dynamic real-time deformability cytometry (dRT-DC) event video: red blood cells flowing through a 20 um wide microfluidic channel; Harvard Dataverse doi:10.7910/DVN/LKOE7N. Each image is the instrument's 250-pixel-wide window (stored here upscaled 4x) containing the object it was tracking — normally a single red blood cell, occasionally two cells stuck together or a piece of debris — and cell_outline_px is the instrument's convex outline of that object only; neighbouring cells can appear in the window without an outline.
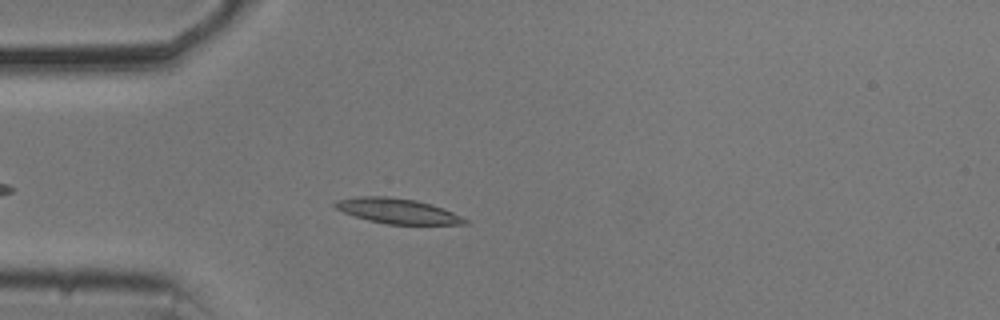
{"species": "common noctule bat (a hibernating species)", "species_latin": "Nyctalus noctula", "temperature_condition": "cold", "stored_images_in_passage": 47, "camera_frame_rate_fps": 3000, "um_per_image_px": 0.085, "animal": {"sex": "male", "body_mass_g": 20.5, "forearm_length_mm": 52.5}, "frame": {"image": 1, "passage_image": 7, "time_ms": 2.0, "image_size_px": [1000, 320], "cell_outline_px": [[468, 224], [388, 224], [368, 220], [344, 212], [336, 208], [332, 204], [336, 200], [356, 196], [388, 196], [416, 200], [432, 204], [452, 212], [468, 220]], "centroid_in_image_um": [33.76, 17.92], "position_along_channel_um": 51.2, "area_um2": 18.9}}
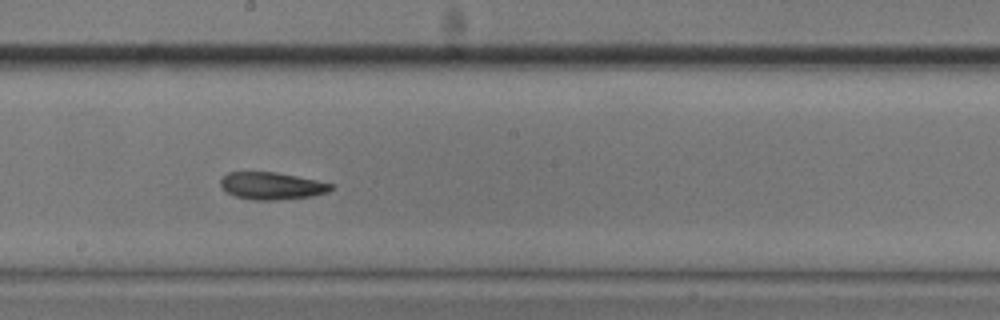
{"frame": {"image": 2, "passage_image": 22, "time_ms": 7.0, "image_size_px": [1000, 320], "cell_outline_px": [[332, 188], [328, 192], [312, 196], [276, 200], [256, 200], [236, 196], [228, 192], [220, 184], [220, 180], [228, 172], [276, 172], [316, 180], [332, 184]], "centroid_in_image_um": [23.1, 15.79], "position_along_channel_um": 225.1, "area_um2": 17.28}}
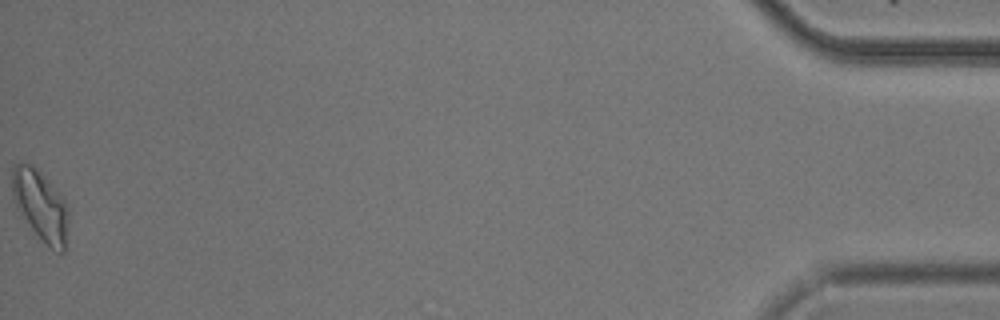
{"frame": {"image": 3, "passage_image": 47, "time_ms": 15.333, "image_size_px": [1000, 320], "cell_outline_px": [[68, 220], [64, 252], [60, 252], [52, 248], [32, 228], [16, 208], [12, 196], [12, 168], [20, 160], [32, 164], [56, 188], [64, 200], [68, 208]], "centroid_in_image_um": [3.42, 17.38], "position_along_channel_um": 431.8, "area_um2": 22.83}, "authors_computed_cell_mechanics": {"area_um2": 18.3226, "velocity_mm_per_s": 3.6764, "shape_relaxation_time_tau1_ms": 4.0262, "shape_relaxation_time_tau2_ms": 4.927, "deformation_change_tau1": 0.1157, "deformation_change_tau2": 0.1215}}